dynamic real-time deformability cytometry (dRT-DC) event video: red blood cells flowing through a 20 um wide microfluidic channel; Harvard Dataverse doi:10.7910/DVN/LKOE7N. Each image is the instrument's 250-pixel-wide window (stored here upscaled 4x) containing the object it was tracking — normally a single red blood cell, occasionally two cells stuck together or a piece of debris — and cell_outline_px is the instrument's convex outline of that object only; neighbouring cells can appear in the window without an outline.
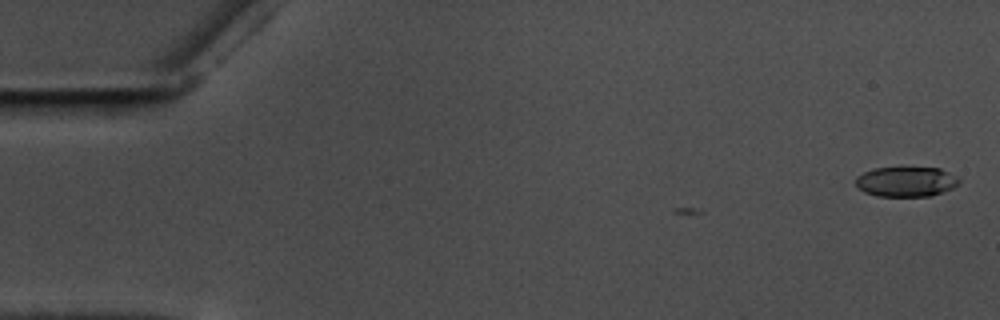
{"species": "common noctule bat (a hibernating species)", "species_latin": "Nyctalus noctula", "temperature_condition": "warm", "stored_images_in_passage": 2, "camera_frame_rate_fps": 3000, "um_per_image_px": 0.085, "animal": {"sex": "male", "body_mass_g": 17.5, "forearm_length_mm": 52.3}, "frame": {"image": 1, "passage_image": 2, "time_ms": 0.333, "image_size_px": [1000, 320], "cell_outline_px": [[960, 184], [952, 188], [932, 196], [876, 196], [864, 192], [856, 188], [856, 176], [864, 172], [876, 168], [940, 168], [956, 176], [960, 180]], "centroid_in_image_um": [77.01, 15.45], "position_along_channel_um": 8.0, "area_um2": 18.09}}